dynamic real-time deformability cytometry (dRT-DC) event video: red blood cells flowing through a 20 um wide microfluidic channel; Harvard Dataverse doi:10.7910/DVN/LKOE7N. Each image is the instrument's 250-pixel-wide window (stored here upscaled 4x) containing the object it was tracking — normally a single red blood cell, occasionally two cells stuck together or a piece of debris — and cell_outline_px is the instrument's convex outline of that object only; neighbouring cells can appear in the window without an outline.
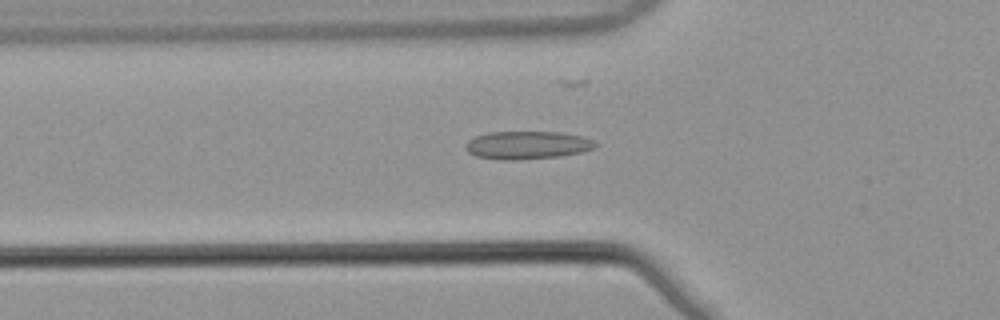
{"species": "common noctule bat (a hibernating species)", "species_latin": "Nyctalus noctula", "temperature_condition": "warm", "stored_images_in_passage": 52, "camera_frame_rate_fps": 3000, "um_per_image_px": 0.085, "animal": {"sex": "male", "body_mass_g": 21.5, "forearm_length_mm": 52.0}, "frame": {"image": 1, "passage_image": 18, "time_ms": 5.667, "image_size_px": [1000, 320], "cell_outline_px": [[596, 144], [592, 148], [584, 152], [560, 156], [512, 160], [504, 160], [476, 156], [468, 152], [464, 148], [464, 144], [468, 140], [476, 136], [488, 132], [560, 132], [580, 136], [592, 140]], "centroid_in_image_um": [44.76, 12.33], "position_along_channel_um": 81.0, "area_um2": 21.04}}
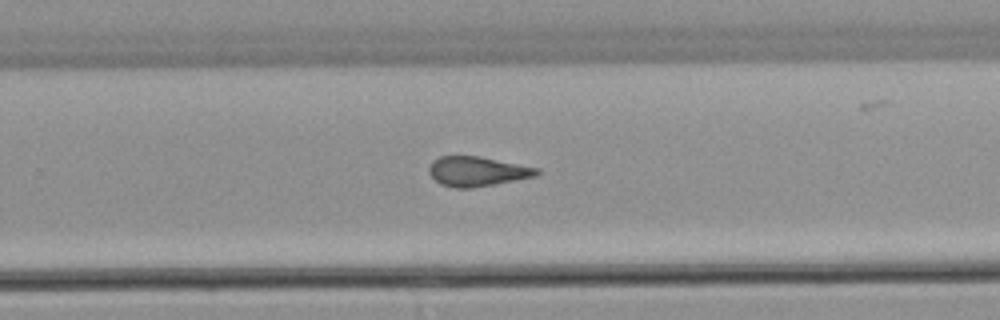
{"frame": {"image": 2, "passage_image": 34, "time_ms": 11.0, "image_size_px": [1000, 320], "cell_outline_px": [[540, 172], [536, 176], [496, 184], [472, 188], [452, 188], [440, 184], [428, 172], [428, 168], [432, 160], [440, 156], [480, 156], [540, 168]], "centroid_in_image_um": [40.56, 14.57], "position_along_channel_um": 289.2, "area_um2": 18.84}}
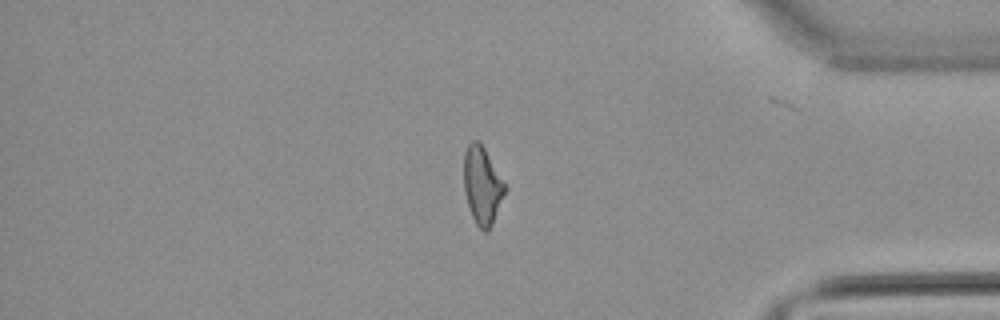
{"frame": {"image": 3, "passage_image": 44, "time_ms": 14.333, "image_size_px": [1000, 320], "cell_outline_px": [[508, 188], [492, 224], [488, 232], [484, 232], [476, 224], [472, 216], [468, 204], [464, 188], [464, 152], [468, 144], [472, 140], [476, 140], [484, 148]], "centroid_in_image_um": [41.0, 15.78], "position_along_channel_um": 394.2, "area_um2": 18.5}, "authors_computed_cell_mechanics": {"area_um2": 19.2185, "velocity_mm_per_s": 3.9, "shape_relaxation_time_tau1_ms": null, "shape_relaxation_time_tau2_ms": 1.8951, "deformation_change_tau1": null, "deformation_change_tau2": 0.1016}}